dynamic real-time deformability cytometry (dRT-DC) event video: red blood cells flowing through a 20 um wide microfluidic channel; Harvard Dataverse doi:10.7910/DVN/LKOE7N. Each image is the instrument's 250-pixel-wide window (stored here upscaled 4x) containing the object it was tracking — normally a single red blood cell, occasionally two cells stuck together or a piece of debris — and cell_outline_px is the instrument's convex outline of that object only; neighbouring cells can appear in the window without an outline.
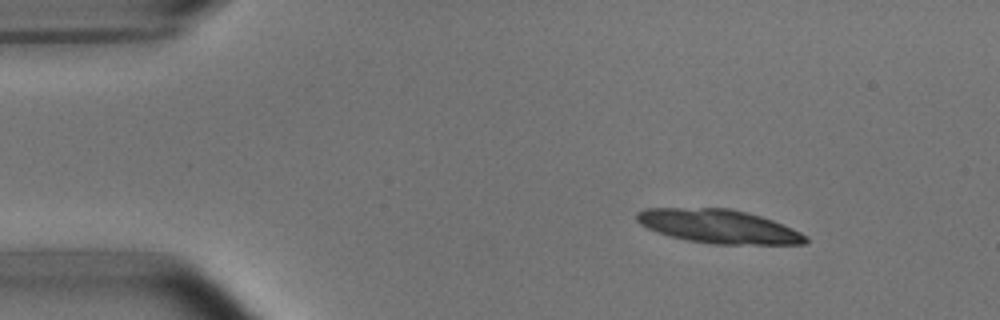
{"species": "common noctule bat (a hibernating species)", "species_latin": "Nyctalus noctula", "temperature_condition": "room temperature", "stored_images_in_passage": 3, "camera_frame_rate_fps": 3000, "um_per_image_px": 0.085, "animal": {"sex": "male", "body_mass_g": 15.6}, "frame": {"image": 1, "passage_image": 1, "time_ms": 0.0, "image_size_px": [1000, 320], "cell_outline_px": [[808, 240], [804, 244], [712, 244], [688, 240], [656, 232], [640, 224], [636, 220], [636, 212], [644, 208], [728, 208], [748, 212], [772, 220], [792, 228], [808, 236]], "centroid_in_image_um": [61.07, 19.24], "position_along_channel_um": 23.9, "area_um2": 33.12}}